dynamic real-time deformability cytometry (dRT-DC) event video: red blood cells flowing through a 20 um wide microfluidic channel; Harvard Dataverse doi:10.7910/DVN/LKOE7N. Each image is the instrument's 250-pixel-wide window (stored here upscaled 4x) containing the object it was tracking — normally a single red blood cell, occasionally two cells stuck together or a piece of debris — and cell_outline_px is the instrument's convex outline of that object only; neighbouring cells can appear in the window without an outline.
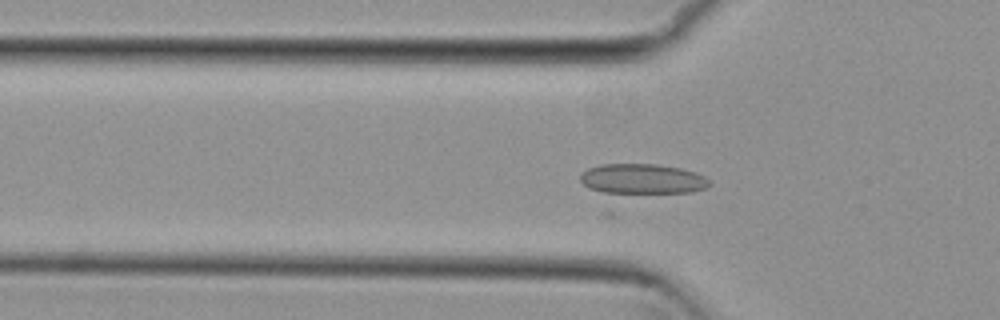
{"species": "common noctule bat (a hibernating species)", "species_latin": "Nyctalus noctula", "temperature_condition": "cold", "stored_images_in_passage": 29, "camera_frame_rate_fps": 3000, "um_per_image_px": 0.085, "animal": {"sex": "female", "body_mass_g": 29.2, "forearm_length_mm": 56.3}, "frame": {"image": 1, "passage_image": 3, "time_ms": 0.667, "image_size_px": [1000, 320], "cell_outline_px": [[712, 184], [704, 188], [692, 192], [612, 196], [588, 188], [580, 180], [580, 172], [588, 168], [600, 164], [656, 164], [680, 168], [696, 172], [704, 176]], "centroid_in_image_um": [54.54, 15.26], "position_along_channel_um": 71.3, "area_um2": 23.81}}
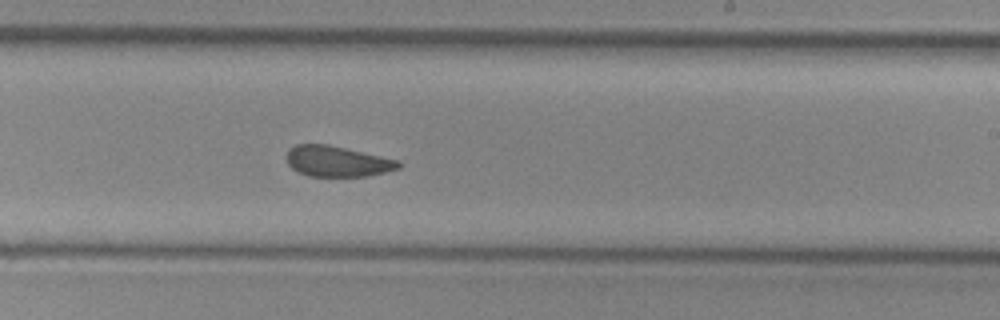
{"frame": {"image": 2, "passage_image": 18, "time_ms": 5.667, "image_size_px": [1000, 320], "cell_outline_px": [[404, 164], [400, 168], [384, 172], [364, 176], [308, 176], [296, 172], [288, 164], [284, 156], [288, 148], [296, 144], [328, 144], [400, 160]], "centroid_in_image_um": [28.63, 13.7], "position_along_channel_um": 260.4, "area_um2": 20.35}}
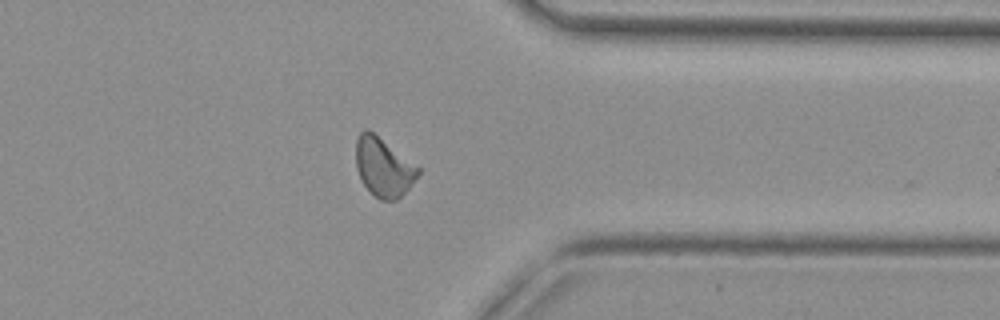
{"frame": {"image": 3, "passage_image": 28, "time_ms": 9.0, "image_size_px": [1000, 320], "cell_outline_px": [[420, 172], [408, 188], [396, 200], [380, 200], [364, 184], [356, 168], [356, 140], [360, 132], [364, 128], [368, 128], [420, 168]], "centroid_in_image_um": [32.57, 14.17], "position_along_channel_um": 378.8, "area_um2": 20.92}}